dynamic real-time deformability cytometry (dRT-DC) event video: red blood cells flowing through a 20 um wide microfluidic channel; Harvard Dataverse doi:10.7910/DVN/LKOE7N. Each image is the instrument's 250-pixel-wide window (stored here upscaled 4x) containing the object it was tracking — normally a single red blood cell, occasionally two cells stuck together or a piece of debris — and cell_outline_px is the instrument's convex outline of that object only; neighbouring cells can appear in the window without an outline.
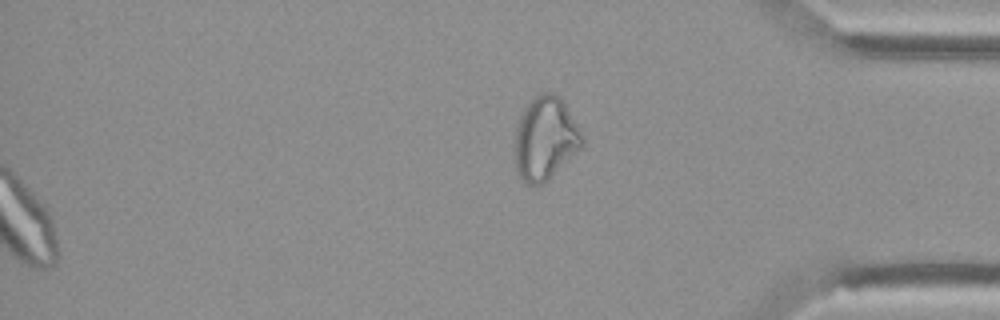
{"species": "Egyptian fruit bat (a non-hibernating species)", "species_latin": "Rousettus aegyptiacus", "temperature_condition": "cold", "stored_images_in_passage": 45, "segment_of_instrument_passage": [2, 2], "camera_frame_rate_fps": 3000, "um_per_image_px": 0.085, "animal": {"sex": "female"}, "frame": {"image": 1, "passage_image": 45, "time_ms": 14.667, "image_size_px": [1000, 320], "cell_outline_px": [[584, 144], [544, 184], [532, 188], [516, 172], [516, 128], [520, 116], [524, 108], [536, 92], [552, 92], [560, 96], [580, 128], [584, 136]], "centroid_in_image_um": [46.36, 11.75], "position_along_channel_um": 388.8, "area_um2": 32.83}}